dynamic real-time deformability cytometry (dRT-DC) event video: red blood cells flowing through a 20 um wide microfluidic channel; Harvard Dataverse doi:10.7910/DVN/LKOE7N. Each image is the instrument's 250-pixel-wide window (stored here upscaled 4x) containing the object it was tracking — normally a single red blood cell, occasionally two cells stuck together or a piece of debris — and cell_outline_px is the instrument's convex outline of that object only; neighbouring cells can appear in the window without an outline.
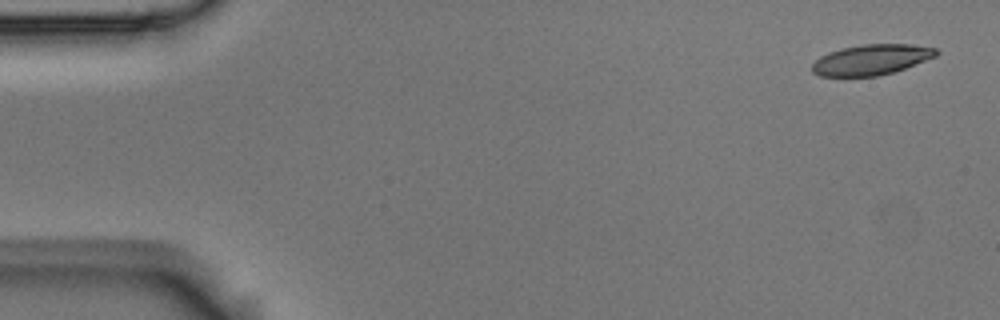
{"species": "Egyptian fruit bat (a non-hibernating species)", "species_latin": "Rousettus aegyptiacus", "temperature_condition": "room temperature", "stored_images_in_passage": 5, "camera_frame_rate_fps": 3000, "um_per_image_px": 0.085, "animal": {"sex": "male"}, "frame": {"image": 1, "passage_image": 1, "time_ms": 0.0, "image_size_px": [1000, 320], "cell_outline_px": [[940, 52], [936, 56], [904, 68], [892, 72], [876, 76], [820, 76], [812, 72], [812, 64], [820, 56], [828, 52], [840, 48], [860, 44], [912, 44], [936, 48]], "centroid_in_image_um": [74.04, 5.06], "position_along_channel_um": 11.0, "area_um2": 22.02}}
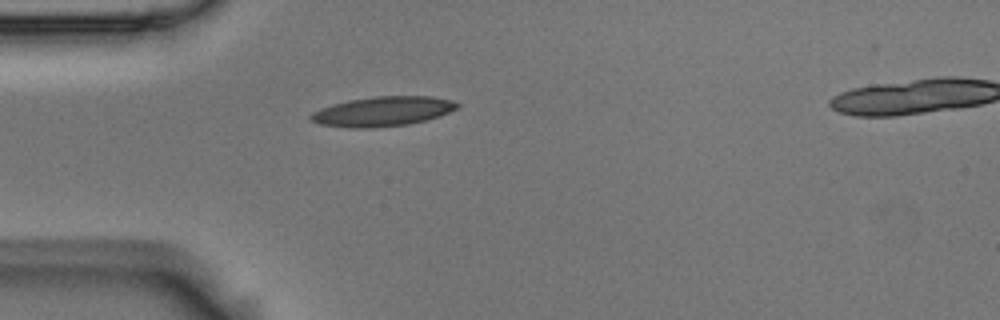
{"frame": {"image": 2, "passage_image": 4, "time_ms": 1.0, "image_size_px": [1000, 320], "cell_outline_px": [[460, 104], [456, 108], [440, 116], [408, 124], [368, 128], [348, 128], [320, 124], [308, 120], [308, 116], [312, 112], [320, 108], [332, 104], [348, 100], [376, 96], [432, 96], [452, 100]], "centroid_in_image_um": [32.47, 9.47], "position_along_channel_um": 52.5, "area_um2": 25.37}}